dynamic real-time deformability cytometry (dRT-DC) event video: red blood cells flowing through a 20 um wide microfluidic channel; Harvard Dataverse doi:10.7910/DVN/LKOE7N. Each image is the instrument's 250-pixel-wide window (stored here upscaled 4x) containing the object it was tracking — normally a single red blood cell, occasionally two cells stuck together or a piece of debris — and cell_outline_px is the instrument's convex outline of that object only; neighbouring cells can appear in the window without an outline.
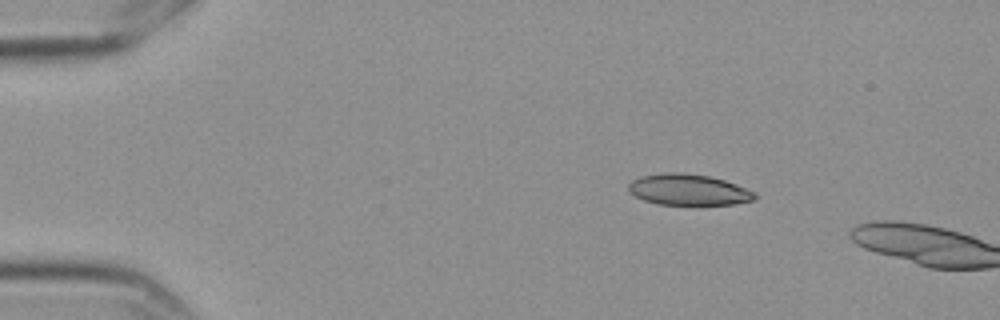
{"species": "Egyptian fruit bat (a non-hibernating species)", "species_latin": "Rousettus aegyptiacus", "temperature_condition": "cold", "stored_images_in_passage": 2, "camera_frame_rate_fps": 3000, "um_per_image_px": 0.085, "frame": {"image": 1, "passage_image": 1, "time_ms": 0.0, "image_size_px": [1000, 320], "cell_outline_px": [[756, 196], [752, 200], [732, 204], [656, 204], [644, 200], [628, 192], [628, 184], [632, 180], [640, 176], [668, 172], [680, 172], [708, 176], [724, 180], [736, 184], [756, 192]], "centroid_in_image_um": [58.48, 16.12], "position_along_channel_um": 26.5, "area_um2": 22.72}}